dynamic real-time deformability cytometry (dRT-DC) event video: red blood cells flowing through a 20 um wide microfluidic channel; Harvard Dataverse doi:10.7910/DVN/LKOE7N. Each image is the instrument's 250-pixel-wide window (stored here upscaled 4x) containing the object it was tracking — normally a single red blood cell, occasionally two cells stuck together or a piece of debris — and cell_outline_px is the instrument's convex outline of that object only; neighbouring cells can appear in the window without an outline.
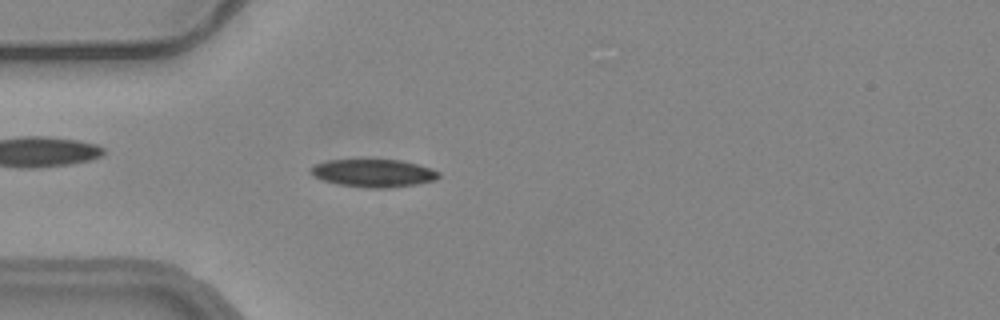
{"species": "common noctule bat (a hibernating species)", "species_latin": "Nyctalus noctula", "temperature_condition": "warm", "stored_images_in_passage": 35, "camera_frame_rate_fps": 3000, "um_per_image_px": 0.085, "animal": {"sex": "female", "body_mass_g": 24.6, "forearm_length_mm": 56.2}, "frame": {"image": 1, "passage_image": 5, "time_ms": 1.333, "image_size_px": [1000, 320], "cell_outline_px": [[440, 176], [436, 180], [416, 184], [392, 188], [368, 188], [340, 184], [320, 180], [312, 176], [308, 172], [308, 168], [312, 164], [328, 160], [400, 160], [416, 164], [440, 172]], "centroid_in_image_um": [31.67, 14.72], "position_along_channel_um": 53.3, "area_um2": 20.92}}
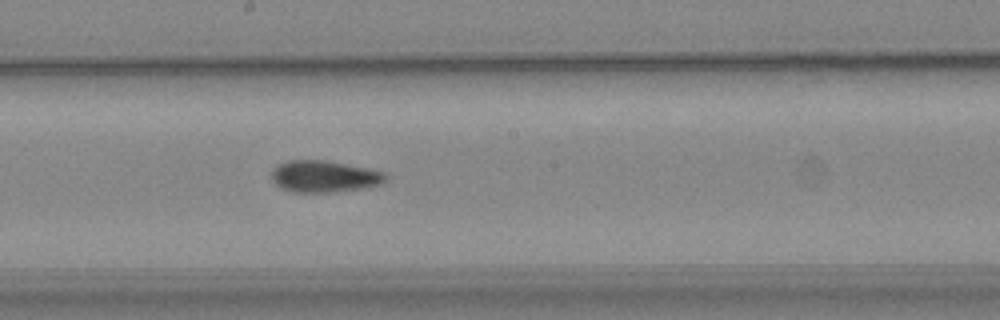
{"frame": {"image": 2, "passage_image": 19, "time_ms": 6.0, "image_size_px": [1000, 320], "cell_outline_px": [[388, 180], [384, 184], [368, 188], [332, 192], [292, 192], [280, 188], [272, 180], [272, 168], [276, 164], [284, 160], [332, 160], [372, 168], [388, 172]], "centroid_in_image_um": [27.65, 14.98], "position_along_channel_um": 220.6, "area_um2": 22.08}}
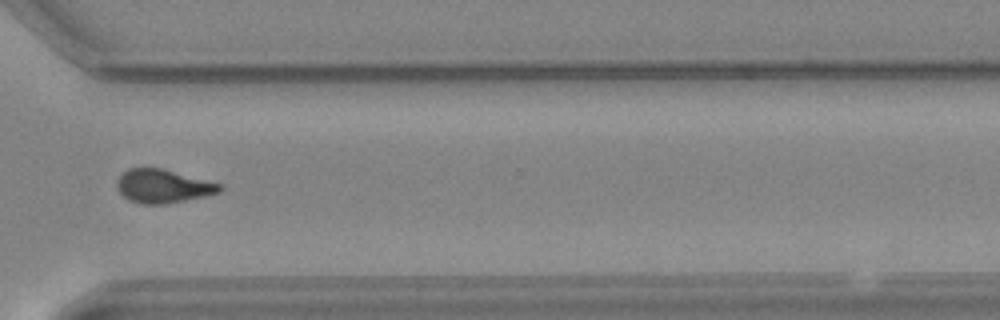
{"frame": {"image": 3, "passage_image": 30, "time_ms": 9.667, "image_size_px": [1000, 320], "cell_outline_px": [[224, 188], [220, 192], [208, 196], [168, 204], [140, 204], [128, 200], [116, 188], [116, 180], [128, 168], [164, 168], [224, 184]], "centroid_in_image_um": [13.91, 15.83], "position_along_channel_um": 356.7, "area_um2": 20.63}, "authors_computed_cell_mechanics": {"area_um2": 21.675, "velocity_mm_per_s": 3.7259, "shape_relaxation_time_tau1_ms": 10.3651, "shape_relaxation_time_tau2_ms": 2.983, "deformation_change_tau1": 0.2247, "deformation_change_tau2": 0.0828}}